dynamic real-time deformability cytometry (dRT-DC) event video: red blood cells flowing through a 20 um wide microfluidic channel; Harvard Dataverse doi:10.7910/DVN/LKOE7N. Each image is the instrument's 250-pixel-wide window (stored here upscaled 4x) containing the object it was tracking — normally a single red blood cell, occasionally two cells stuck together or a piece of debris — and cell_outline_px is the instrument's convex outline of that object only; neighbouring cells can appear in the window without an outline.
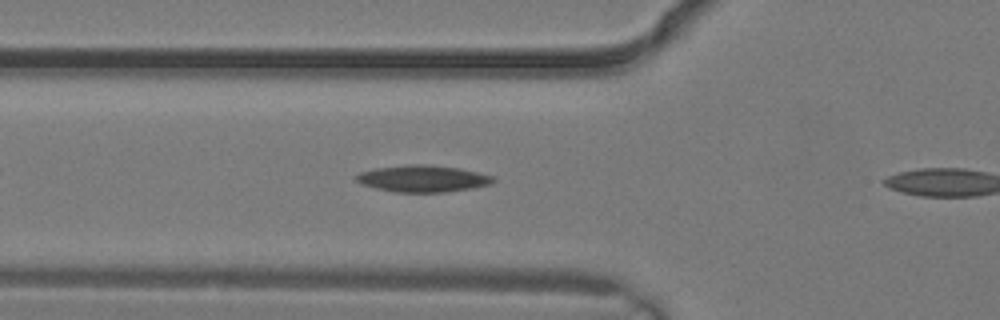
{"species": "common noctule bat (a hibernating species)", "species_latin": "Nyctalus noctula", "temperature_condition": "warm", "stored_images_in_passage": 4, "camera_frame_rate_fps": 3000, "um_per_image_px": 0.085, "animal": {"sex": "male", "body_mass_g": 19.2, "forearm_length_mm": 51.8}, "frame": {"image": 1, "passage_image": 3, "time_ms": 0.667, "image_size_px": [1000, 320], "cell_outline_px": [[496, 180], [492, 184], [472, 188], [444, 192], [392, 192], [360, 184], [352, 176], [360, 172], [376, 168], [408, 164], [428, 164], [460, 168], [492, 176]], "centroid_in_image_um": [35.9, 15.18], "position_along_channel_um": 89.9, "area_um2": 21.5}}